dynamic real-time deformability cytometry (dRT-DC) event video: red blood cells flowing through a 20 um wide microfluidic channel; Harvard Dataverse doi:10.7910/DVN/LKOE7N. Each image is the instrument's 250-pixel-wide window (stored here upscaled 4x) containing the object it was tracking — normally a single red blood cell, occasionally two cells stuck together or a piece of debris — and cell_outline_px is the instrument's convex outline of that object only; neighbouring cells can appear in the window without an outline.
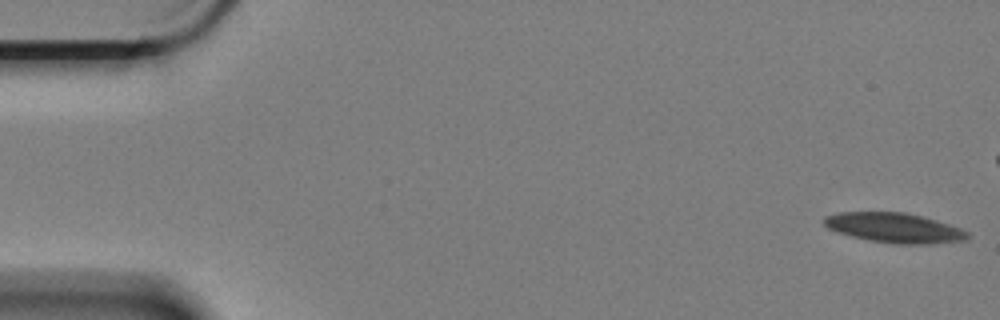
{"species": "Egyptian fruit bat (a non-hibernating species)", "species_latin": "Rousettus aegyptiacus", "temperature_condition": "cold", "stored_images_in_passage": 18, "camera_frame_rate_fps": 3000, "um_per_image_px": 0.085, "animal": {"sex": "female"}, "frame": {"image": 1, "passage_image": 1, "time_ms": 0.0, "image_size_px": [1000, 320], "cell_outline_px": [[972, 236], [968, 240], [932, 244], [896, 244], [868, 240], [852, 236], [828, 228], [824, 224], [824, 216], [836, 212], [904, 212], [936, 220], [960, 228], [968, 232]], "centroid_in_image_um": [76.05, 19.37], "position_along_channel_um": 8.9, "area_um2": 24.97}}